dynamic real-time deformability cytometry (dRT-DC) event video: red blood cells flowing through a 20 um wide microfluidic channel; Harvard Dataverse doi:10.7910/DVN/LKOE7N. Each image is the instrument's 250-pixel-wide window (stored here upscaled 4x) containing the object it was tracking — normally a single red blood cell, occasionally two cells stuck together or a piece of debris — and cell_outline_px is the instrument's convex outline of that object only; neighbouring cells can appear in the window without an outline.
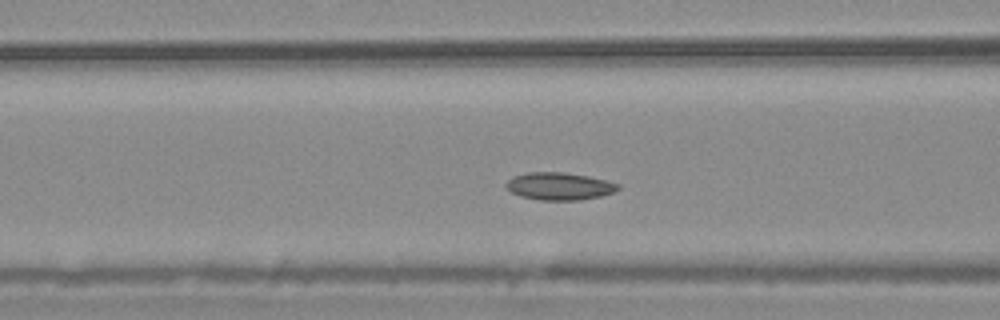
{"species": "common noctule bat (a hibernating species)", "species_latin": "Nyctalus noctula", "temperature_condition": "warm", "stored_images_in_passage": 40, "camera_frame_rate_fps": 3000, "um_per_image_px": 0.085, "animal": {"sex": "male", "body_mass_g": 20.4}, "frame": {"image": 1, "passage_image": 5, "time_ms": 1.333, "image_size_px": [1000, 320], "cell_outline_px": [[620, 188], [612, 192], [600, 196], [580, 200], [540, 200], [520, 196], [512, 192], [504, 184], [512, 176], [528, 172], [564, 172], [588, 176], [608, 180], [620, 184]], "centroid_in_image_um": [47.54, 15.82], "position_along_channel_um": 119.1, "area_um2": 17.98}}
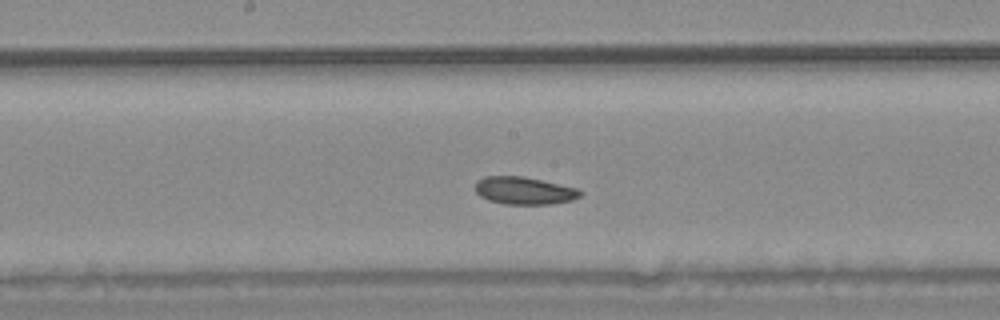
{"frame": {"image": 2, "passage_image": 12, "time_ms": 3.667, "image_size_px": [1000, 320], "cell_outline_px": [[584, 192], [580, 196], [572, 200], [548, 204], [504, 204], [488, 200], [480, 196], [472, 188], [476, 180], [484, 176], [524, 176], [580, 188]], "centroid_in_image_um": [44.54, 16.19], "position_along_channel_um": 203.7, "area_um2": 17.22}}
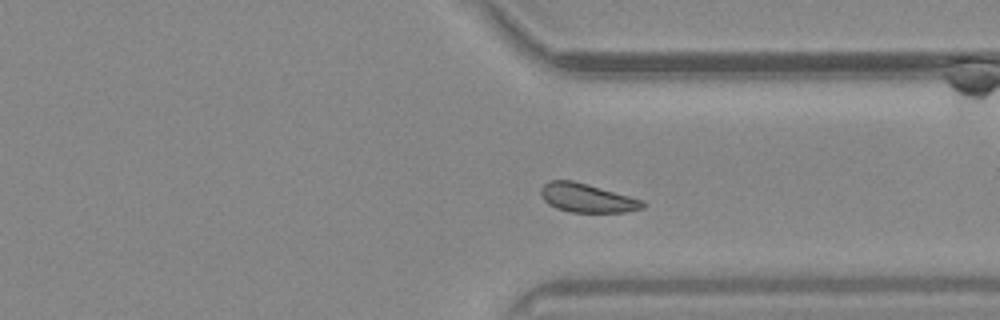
{"frame": {"image": 3, "passage_image": 25, "time_ms": 8.0, "image_size_px": [1000, 320], "cell_outline_px": [[648, 204], [644, 208], [624, 212], [572, 212], [556, 208], [548, 204], [544, 200], [540, 192], [540, 188], [548, 180], [572, 180], [588, 184], [644, 200]], "centroid_in_image_um": [49.91, 16.82], "position_along_channel_um": 361.5, "area_um2": 17.22}}